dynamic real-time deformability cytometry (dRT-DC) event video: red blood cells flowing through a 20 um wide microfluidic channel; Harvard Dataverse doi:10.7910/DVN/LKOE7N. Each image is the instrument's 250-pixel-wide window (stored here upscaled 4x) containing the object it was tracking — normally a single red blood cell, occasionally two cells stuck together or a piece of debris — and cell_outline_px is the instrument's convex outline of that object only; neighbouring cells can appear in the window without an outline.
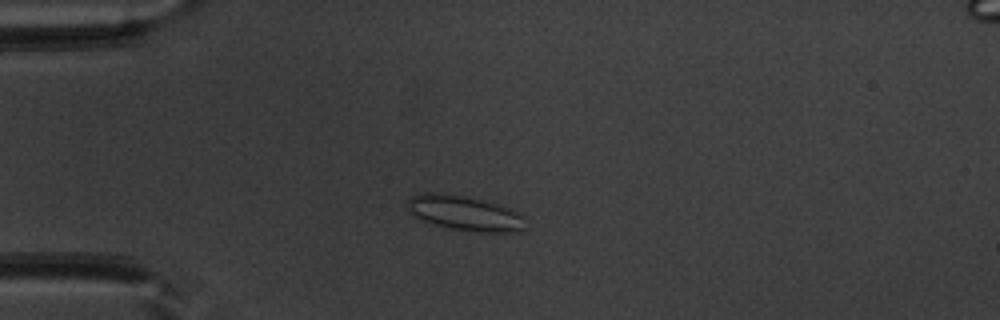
{"species": "common noctule bat (a hibernating species)", "species_latin": "Nyctalus noctula", "temperature_condition": "warm", "stored_images_in_passage": 49, "camera_frame_rate_fps": 3000, "um_per_image_px": 0.085, "animal": {"sex": "male", "body_mass_g": 20.1, "forearm_length_mm": 53.5}, "frame": {"image": 1, "passage_image": 11, "time_ms": 3.333, "image_size_px": [1000, 320], "cell_outline_px": [[528, 228], [520, 232], [476, 232], [444, 228], [432, 224], [408, 212], [408, 200], [412, 196], [424, 192], [432, 192], [460, 196], [480, 200], [512, 208], [524, 216]], "centroid_in_image_um": [39.57, 18.15], "position_along_channel_um": 45.4, "area_um2": 24.16}}
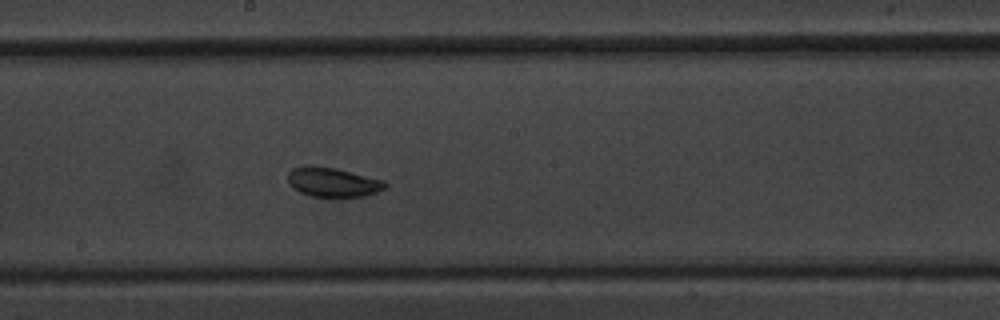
{"frame": {"image": 2, "passage_image": 26, "time_ms": 8.333, "image_size_px": [1000, 320], "cell_outline_px": [[388, 188], [364, 196], [312, 196], [300, 192], [292, 188], [288, 184], [288, 172], [292, 168], [304, 164], [312, 164], [332, 168], [384, 180], [388, 184]], "centroid_in_image_um": [28.25, 15.46], "position_along_channel_um": 220.0, "area_um2": 16.7}}
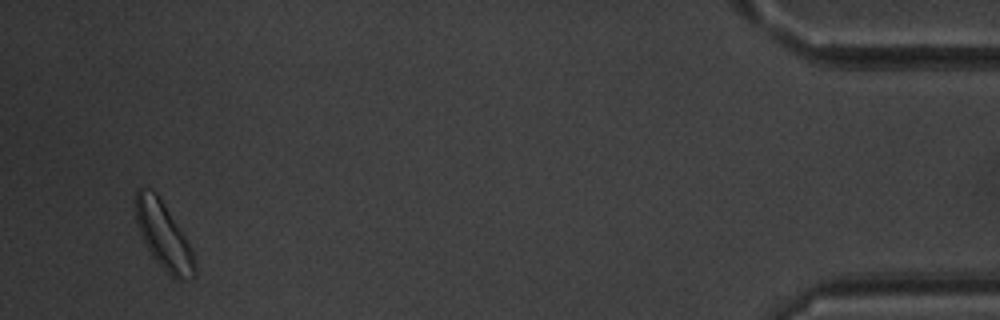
{"frame": {"image": 3, "passage_image": 47, "time_ms": 15.333, "image_size_px": [1000, 320], "cell_outline_px": [[196, 276], [188, 280], [176, 280], [152, 256], [136, 224], [136, 192], [140, 188], [156, 192], [184, 236], [196, 256]], "centroid_in_image_um": [13.95, 20.1], "position_along_channel_um": 421.3, "area_um2": 22.48}, "authors_computed_cell_mechanics": {"area_um2": 17.8602, "velocity_mm_per_s": 3.927, "shape_relaxation_time_tau1_ms": null, "shape_relaxation_time_tau2_ms": 4.1054, "deformation_change_tau1": null, "deformation_change_tau2": 0.1052}}